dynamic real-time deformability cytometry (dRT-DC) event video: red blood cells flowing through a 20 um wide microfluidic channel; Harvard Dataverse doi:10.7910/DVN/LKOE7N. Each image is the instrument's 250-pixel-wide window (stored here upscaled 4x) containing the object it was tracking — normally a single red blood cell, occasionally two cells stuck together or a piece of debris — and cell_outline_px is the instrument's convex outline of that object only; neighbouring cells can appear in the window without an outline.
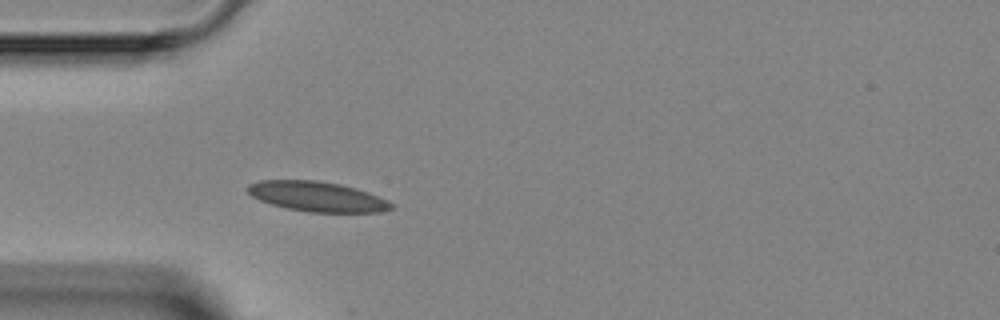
{"species": "Egyptian fruit bat (a non-hibernating species)", "species_latin": "Rousettus aegyptiacus", "temperature_condition": "room temperature", "stored_images_in_passage": 4, "camera_frame_rate_fps": 3000, "um_per_image_px": 0.085, "animal": {"sex": "female"}, "frame": {"image": 1, "passage_image": 4, "time_ms": 3.667, "image_size_px": [1000, 320], "cell_outline_px": [[396, 204], [392, 208], [380, 212], [308, 212], [288, 208], [272, 204], [260, 200], [252, 196], [244, 188], [248, 184], [260, 180], [316, 180], [340, 184], [356, 188], [368, 192], [388, 200]], "centroid_in_image_um": [26.96, 16.7], "position_along_channel_um": 58.0, "area_um2": 25.14}}